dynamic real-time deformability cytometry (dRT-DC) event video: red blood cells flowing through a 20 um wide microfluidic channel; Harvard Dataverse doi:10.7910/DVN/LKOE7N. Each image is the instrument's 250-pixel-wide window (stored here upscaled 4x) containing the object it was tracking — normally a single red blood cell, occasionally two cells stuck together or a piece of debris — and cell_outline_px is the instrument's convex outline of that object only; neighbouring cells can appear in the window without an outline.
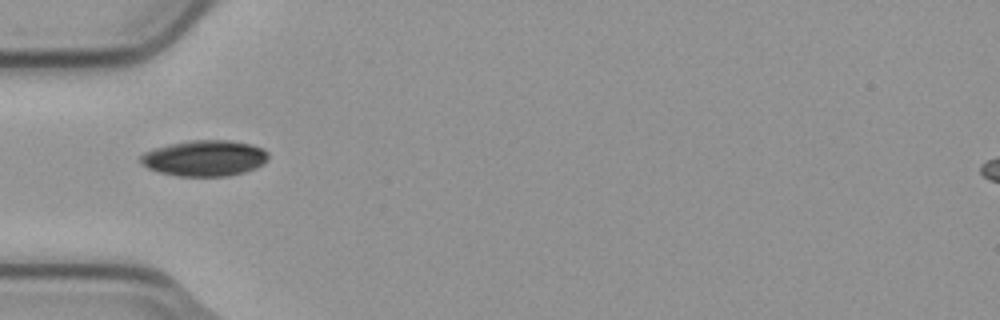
{"species": "common noctule bat (a hibernating species)", "species_latin": "Nyctalus noctula", "temperature_condition": "cold", "stored_images_in_passage": 7, "camera_frame_rate_fps": 3000, "um_per_image_px": 0.085, "animal": {"sex": "male", "body_mass_g": 23.1, "forearm_length_mm": 52.7}, "frame": {"image": 1, "passage_image": 5, "time_ms": 1.333, "image_size_px": [1000, 320], "cell_outline_px": [[268, 160], [264, 164], [256, 168], [244, 172], [228, 176], [176, 176], [160, 172], [148, 168], [140, 160], [140, 156], [144, 152], [152, 148], [168, 144], [188, 140], [232, 140], [252, 144], [264, 148], [268, 152]], "centroid_in_image_um": [17.42, 13.43], "position_along_channel_um": 67.6, "area_um2": 27.05}}
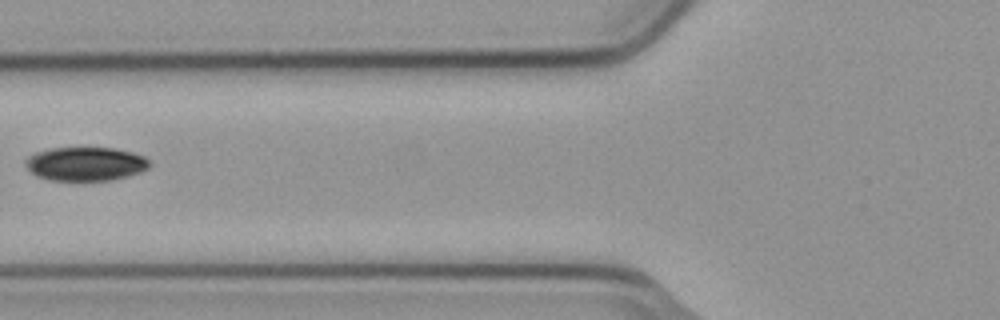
{"frame": {"image": 2, "passage_image": 6, "time_ms": 1.667, "image_size_px": [1000, 320], "cell_outline_px": [[148, 168], [140, 172], [128, 176], [112, 180], [52, 180], [36, 176], [24, 164], [24, 160], [28, 156], [36, 152], [48, 148], [112, 148], [132, 152], [144, 156], [148, 160]], "centroid_in_image_um": [7.24, 13.92], "position_along_channel_um": 118.6, "area_um2": 24.33}}
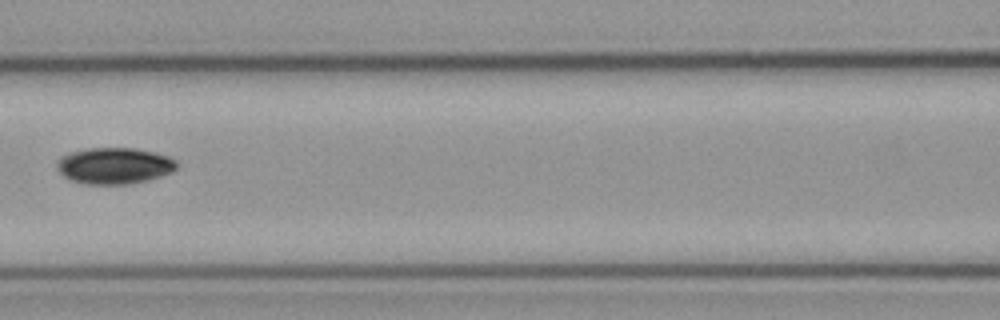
{"frame": {"image": 3, "passage_image": 7, "time_ms": 2.0, "image_size_px": [1000, 320], "cell_outline_px": [[176, 168], [172, 172], [148, 180], [128, 184], [84, 184], [72, 180], [64, 176], [56, 168], [56, 160], [60, 156], [68, 152], [88, 148], [136, 148], [156, 152], [168, 156], [176, 160]], "centroid_in_image_um": [9.69, 14.07], "position_along_channel_um": 156.9, "area_um2": 25.61}}